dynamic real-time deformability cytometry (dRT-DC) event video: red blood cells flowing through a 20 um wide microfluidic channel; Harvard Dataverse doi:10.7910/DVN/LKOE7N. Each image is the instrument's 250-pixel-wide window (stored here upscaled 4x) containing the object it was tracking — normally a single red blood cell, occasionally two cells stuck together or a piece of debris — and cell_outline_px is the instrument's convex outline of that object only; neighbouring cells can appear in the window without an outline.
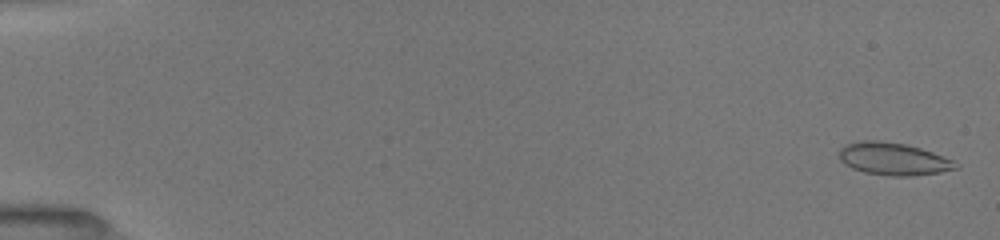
{"species": "common noctule bat (a hibernating species)", "species_latin": "Nyctalus noctula", "temperature_condition": "room temperature", "stored_images_in_passage": 96, "camera_frame_rate_fps": 3000, "um_per_image_px": 0.085, "animal": {"sex": "female", "body_mass_g": 19.5, "forearm_length_mm": 54.1}, "frame": {"image": 1, "passage_image": 3, "time_ms": 0.333, "image_size_px": [1000, 240], "cell_outline_px": [[960, 164], [956, 168], [940, 172], [912, 176], [888, 176], [864, 172], [852, 168], [844, 164], [840, 160], [840, 148], [844, 144], [860, 140], [880, 140], [904, 144], [920, 148], [932, 152], [952, 160]], "centroid_in_image_um": [75.9, 13.5], "position_along_channel_um": 9.1, "area_um2": 22.08}}
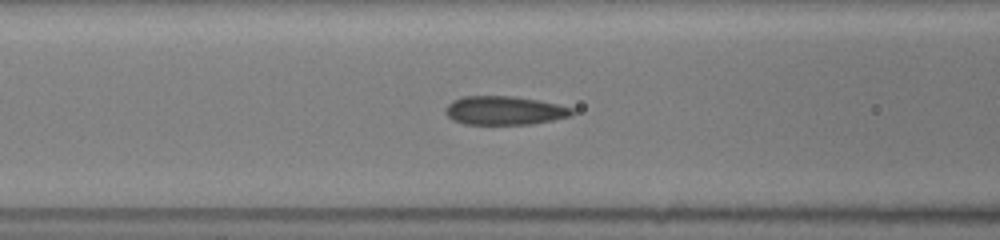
{"frame": {"image": 2, "passage_image": 41, "time_ms": 7.333, "image_size_px": [1000, 240], "cell_outline_px": [[576, 112], [572, 116], [532, 124], [464, 124], [452, 120], [444, 112], [444, 108], [452, 100], [460, 96], [512, 96], [536, 100], [556, 104], [572, 108]], "centroid_in_image_um": [42.84, 9.39], "position_along_channel_um": 123.8, "area_um2": 21.27}}
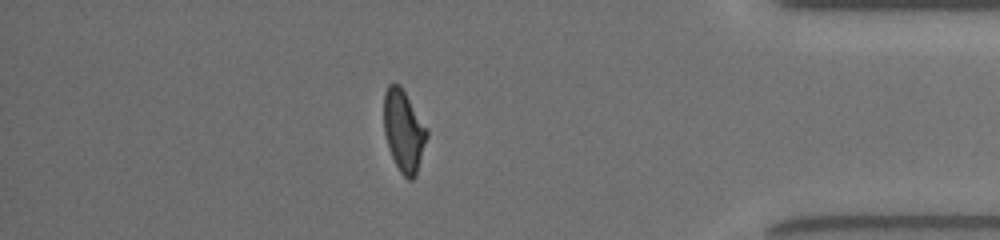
{"frame": {"image": 3, "passage_image": 82, "time_ms": 15.0, "image_size_px": [1000, 240], "cell_outline_px": [[428, 136], [416, 176], [412, 180], [408, 180], [400, 172], [392, 156], [384, 132], [384, 92], [388, 84], [400, 84], [428, 128]], "centroid_in_image_um": [34.34, 11.11], "position_along_channel_um": 400.9, "area_um2": 20.58}, "authors_computed_cell_mechanics": {"area_um2": 21.3282, "velocity_mm_per_s": 4.0002, "shape_relaxation_time_tau1_ms": 7.4835, "shape_relaxation_time_tau2_ms": 1.4068, "deformation_change_tau1": 0.1814, "deformation_change_tau2": 0.0763}}